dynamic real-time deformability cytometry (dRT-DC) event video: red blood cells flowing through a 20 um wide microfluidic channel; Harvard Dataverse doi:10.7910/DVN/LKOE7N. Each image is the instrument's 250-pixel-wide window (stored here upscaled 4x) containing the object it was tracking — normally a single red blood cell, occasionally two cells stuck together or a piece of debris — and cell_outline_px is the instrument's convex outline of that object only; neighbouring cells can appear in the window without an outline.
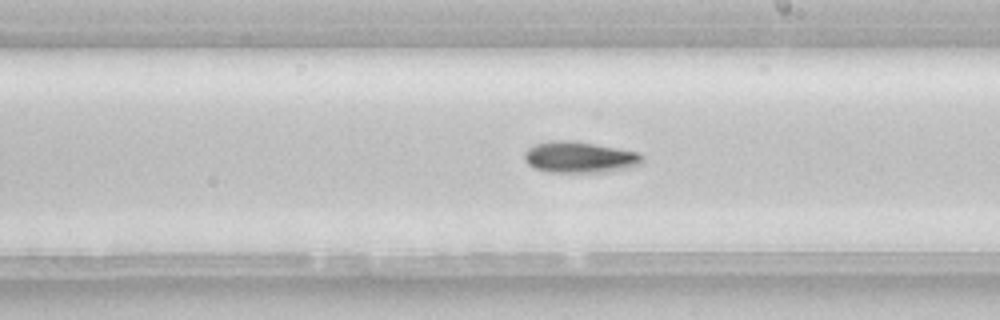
{"species": "common noctule bat (a hibernating species)", "species_latin": "Nyctalus noctula", "temperature_condition": "room temperature", "stored_images_in_passage": 50, "camera_frame_rate_fps": 3000, "um_per_image_px": 0.085, "animal": {"sex": "female", "body_mass_g": 22.7, "forearm_length_mm": 54.2}, "frame": {"image": 1, "passage_image": 29, "time_ms": 9.333, "image_size_px": [1000, 320], "cell_outline_px": [[644, 160], [640, 164], [624, 168], [604, 172], [548, 172], [536, 168], [528, 164], [524, 160], [524, 152], [528, 148], [536, 144], [552, 140], [572, 140], [640, 152], [644, 156]], "centroid_in_image_um": [49.26, 13.35], "position_along_channel_um": 239.7, "area_um2": 21.44}}